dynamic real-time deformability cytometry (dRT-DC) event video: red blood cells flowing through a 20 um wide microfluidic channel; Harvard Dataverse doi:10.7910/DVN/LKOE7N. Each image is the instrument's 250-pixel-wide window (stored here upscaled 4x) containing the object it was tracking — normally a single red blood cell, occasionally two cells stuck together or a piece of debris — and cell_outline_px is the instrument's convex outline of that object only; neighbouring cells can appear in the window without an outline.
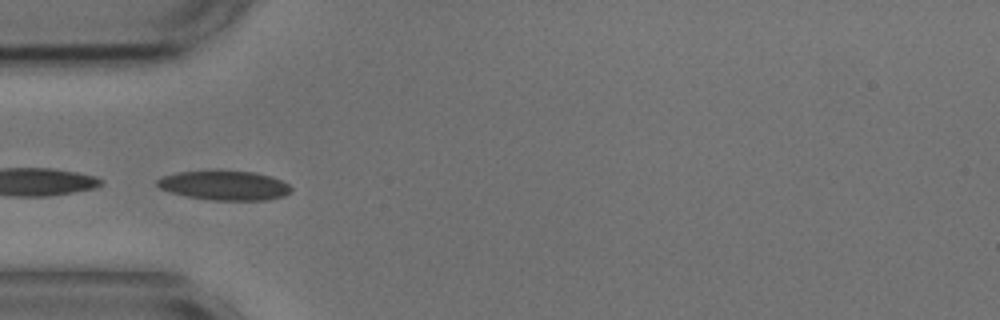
{"species": "common noctule bat (a hibernating species)", "species_latin": "Nyctalus noctula", "temperature_condition": "cold", "stored_images_in_passage": 28, "camera_frame_rate_fps": 3000, "um_per_image_px": 0.085, "animal": {"sex": "male", "body_mass_g": 17.9, "forearm_length_mm": 54.2}, "frame": {"image": 1, "passage_image": 15, "time_ms": 4.667, "image_size_px": [1000, 320], "cell_outline_px": [[292, 192], [284, 196], [268, 200], [208, 200], [188, 196], [172, 192], [160, 188], [156, 184], [156, 180], [164, 176], [180, 172], [252, 172], [272, 176], [288, 184], [292, 188]], "centroid_in_image_um": [19.14, 15.79], "position_along_channel_um": 65.9, "area_um2": 22.48}}